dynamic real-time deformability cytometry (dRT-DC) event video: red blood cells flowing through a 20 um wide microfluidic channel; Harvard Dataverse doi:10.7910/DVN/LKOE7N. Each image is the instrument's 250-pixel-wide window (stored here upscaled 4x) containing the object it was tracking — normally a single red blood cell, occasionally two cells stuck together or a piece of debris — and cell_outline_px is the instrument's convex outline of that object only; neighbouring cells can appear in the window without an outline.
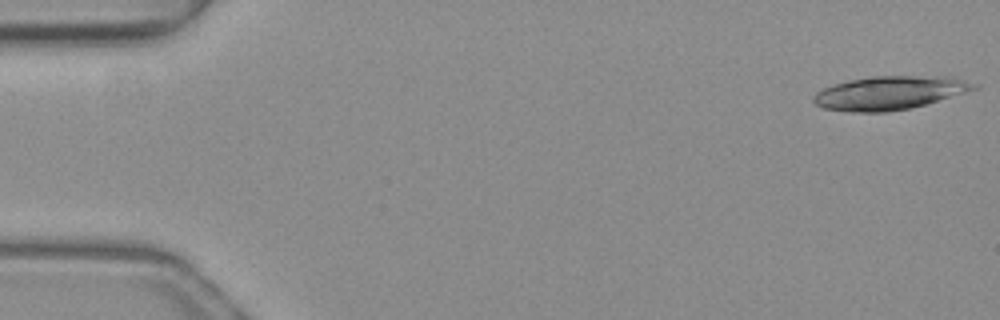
{"species": "common noctule bat (a hibernating species)", "species_latin": "Nyctalus noctula", "temperature_condition": "warm", "stored_images_in_passage": 8, "camera_frame_rate_fps": 3000, "um_per_image_px": 0.085, "animal": {"sex": "female", "body_mass_g": 19.3, "forearm_length_mm": 54.1}, "frame": {"image": 1, "passage_image": 1, "time_ms": 0.0, "image_size_px": [1000, 320], "cell_outline_px": [[980, 88], [912, 108], [888, 112], [852, 112], [824, 108], [816, 104], [812, 100], [812, 96], [816, 92], [832, 84], [848, 80], [872, 76], [912, 76], [960, 80], [980, 84]], "centroid_in_image_um": [75.53, 7.91], "position_along_channel_um": 9.5, "area_um2": 30.92}}